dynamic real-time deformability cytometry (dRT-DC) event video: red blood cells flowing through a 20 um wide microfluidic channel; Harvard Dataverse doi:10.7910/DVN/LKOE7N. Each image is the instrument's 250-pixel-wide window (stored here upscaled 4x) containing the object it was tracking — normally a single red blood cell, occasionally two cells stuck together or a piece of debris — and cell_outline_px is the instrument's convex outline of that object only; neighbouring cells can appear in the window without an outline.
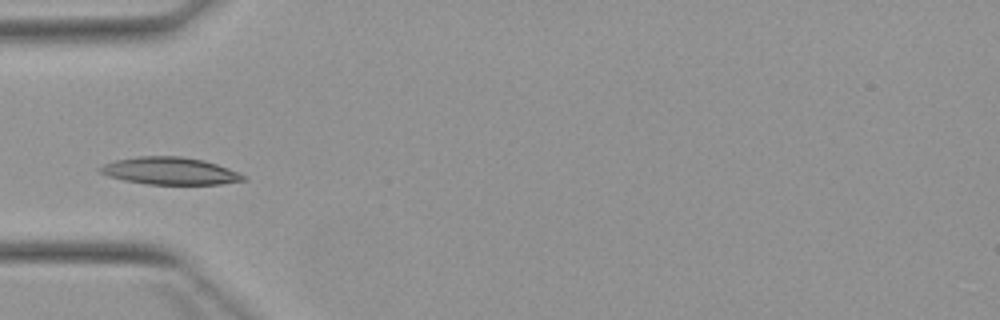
{"species": "Egyptian fruit bat (a non-hibernating species)", "species_latin": "Rousettus aegyptiacus", "temperature_condition": "warm", "stored_images_in_passage": 4, "camera_frame_rate_fps": 3000, "um_per_image_px": 0.085, "animal": {"sex": "female"}, "frame": {"image": 1, "passage_image": 4, "time_ms": 3.333, "image_size_px": [1000, 320], "cell_outline_px": [[244, 180], [220, 184], [148, 184], [124, 180], [108, 176], [100, 172], [96, 168], [104, 164], [116, 160], [140, 156], [180, 156], [204, 160], [228, 168], [244, 176]], "centroid_in_image_um": [14.39, 14.52], "position_along_channel_um": 70.6, "area_um2": 22.54}}